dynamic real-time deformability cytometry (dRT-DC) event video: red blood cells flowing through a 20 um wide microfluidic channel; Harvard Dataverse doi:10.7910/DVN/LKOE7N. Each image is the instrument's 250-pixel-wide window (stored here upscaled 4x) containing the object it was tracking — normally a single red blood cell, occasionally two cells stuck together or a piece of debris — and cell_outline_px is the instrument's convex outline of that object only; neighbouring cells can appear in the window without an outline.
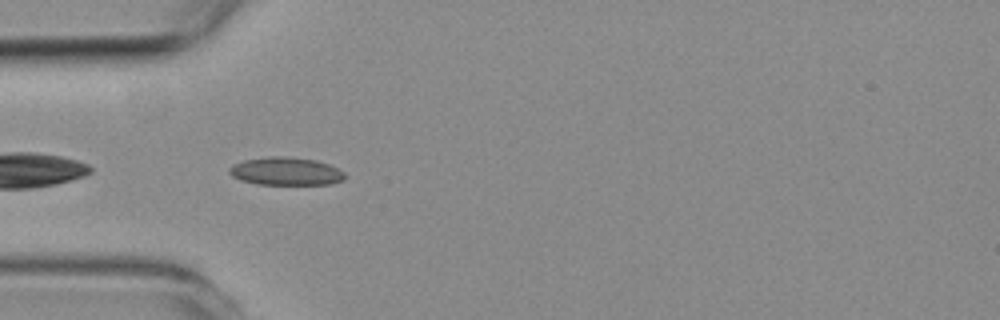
{"species": "common noctule bat (a hibernating species)", "species_latin": "Nyctalus noctula", "temperature_condition": "room temperature", "stored_images_in_passage": 6, "camera_frame_rate_fps": 3000, "um_per_image_px": 0.085, "animal": {"sex": "female", "body_mass_g": 19.3, "forearm_length_mm": 54.1}, "frame": {"image": 1, "passage_image": 5, "time_ms": 4.667, "image_size_px": [1000, 320], "cell_outline_px": [[344, 180], [332, 184], [256, 184], [240, 180], [232, 176], [228, 172], [228, 168], [232, 164], [244, 160], [268, 156], [288, 156], [316, 160], [328, 164], [344, 172]], "centroid_in_image_um": [24.26, 14.55], "position_along_channel_um": 60.7, "area_um2": 18.96}}
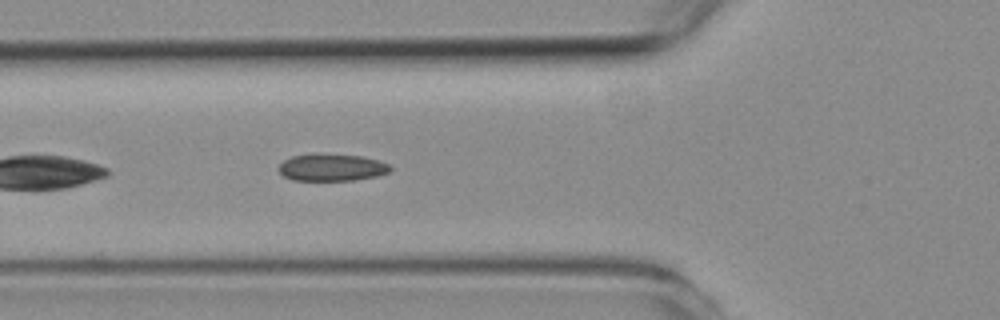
{"frame": {"image": 2, "passage_image": 6, "time_ms": 5.667, "image_size_px": [1000, 320], "cell_outline_px": [[392, 172], [376, 176], [352, 180], [292, 180], [284, 176], [276, 168], [284, 160], [292, 156], [312, 152], [364, 156], [380, 160], [388, 164], [392, 168]], "centroid_in_image_um": [28.2, 14.2], "position_along_channel_um": 97.6, "area_um2": 18.09}}